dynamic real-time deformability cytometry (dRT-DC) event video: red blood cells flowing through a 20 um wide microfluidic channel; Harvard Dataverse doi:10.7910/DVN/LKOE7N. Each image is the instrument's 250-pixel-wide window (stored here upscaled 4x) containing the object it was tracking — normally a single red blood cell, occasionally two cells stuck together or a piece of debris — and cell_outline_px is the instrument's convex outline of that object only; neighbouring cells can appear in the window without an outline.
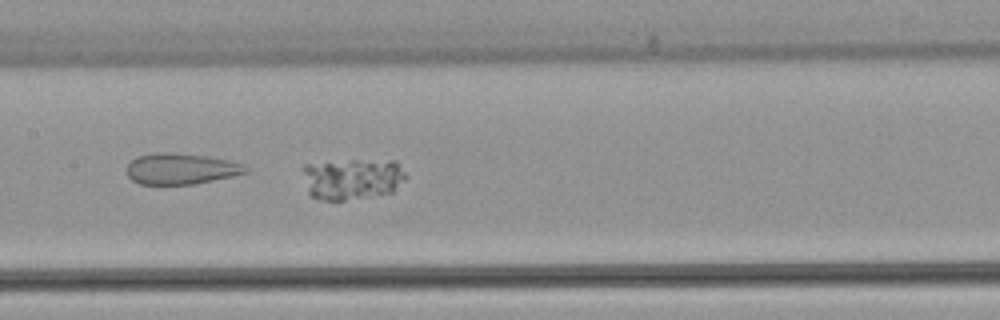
{"species": "common noctule bat (a hibernating species)", "species_latin": "Nyctalus noctula", "temperature_condition": "warm", "stored_images_in_passage": 44, "camera_frame_rate_fps": 3000, "um_per_image_px": 0.085, "animal": {"sex": "female", "body_mass_g": 22.7, "forearm_length_mm": 54.2}, "frame": {"image": 1, "passage_image": 18, "time_ms": 5.667, "image_size_px": [1000, 320], "cell_outline_px": [[408, 176], [392, 192], [344, 200], [324, 200], [308, 196], [300, 168], [304, 164], [352, 160], [396, 160]], "centroid_in_image_um": [29.9, 15.19], "position_along_channel_um": 177.5, "area_um2": 25.14}}
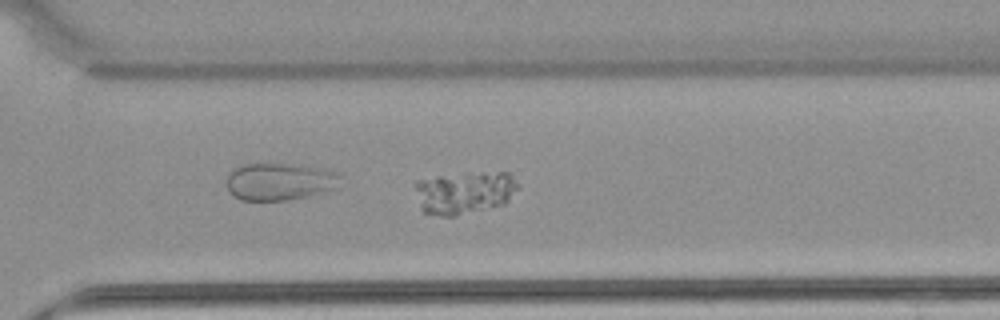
{"frame": {"image": 2, "passage_image": 30, "time_ms": 9.667, "image_size_px": [1000, 320], "cell_outline_px": [[520, 184], [508, 200], [504, 204], [452, 216], [440, 216], [424, 212], [420, 208], [416, 188], [416, 180], [436, 176], [468, 172], [508, 172]], "centroid_in_image_um": [39.48, 16.34], "position_along_channel_um": 331.1, "area_um2": 25.55}}
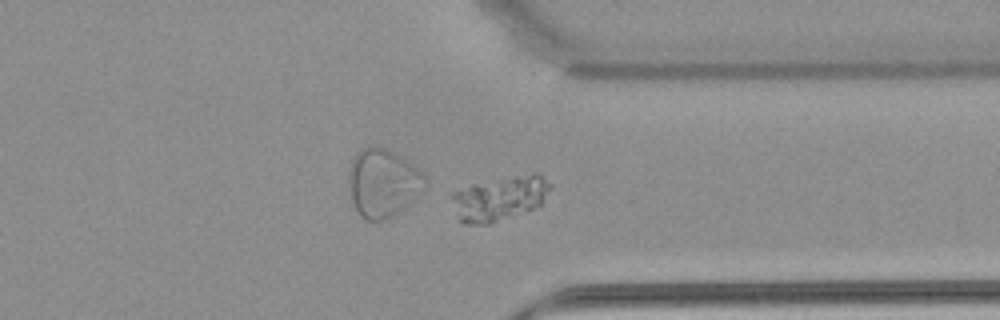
{"frame": {"image": 3, "passage_image": 33, "time_ms": 10.667, "image_size_px": [1000, 320], "cell_outline_px": [[552, 188], [540, 204], [532, 208], [488, 224], [464, 224], [456, 216], [448, 196], [452, 192], [472, 184], [532, 172], [540, 172], [552, 184]], "centroid_in_image_um": [42.44, 16.83], "position_along_channel_um": 369.0, "area_um2": 25.72}}